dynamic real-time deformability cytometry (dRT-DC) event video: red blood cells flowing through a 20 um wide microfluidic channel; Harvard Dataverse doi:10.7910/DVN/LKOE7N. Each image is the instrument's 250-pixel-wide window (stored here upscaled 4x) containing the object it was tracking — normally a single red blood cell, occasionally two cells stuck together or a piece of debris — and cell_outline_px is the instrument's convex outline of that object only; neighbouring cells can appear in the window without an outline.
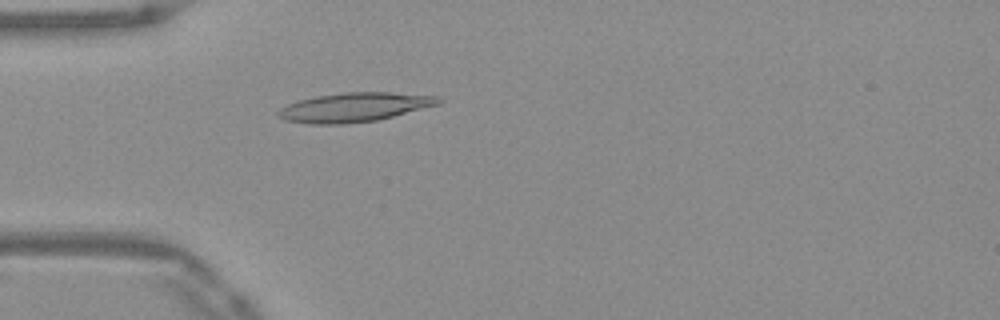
{"species": "Egyptian fruit bat (a non-hibernating species)", "species_latin": "Rousettus aegyptiacus", "temperature_condition": "warm", "stored_images_in_passage": 39, "camera_frame_rate_fps": 3000, "um_per_image_px": 0.085, "frame": {"image": 1, "passage_image": 3, "time_ms": 0.667, "image_size_px": [1000, 320], "cell_outline_px": [[444, 100], [440, 104], [376, 120], [344, 124], [308, 124], [284, 120], [276, 116], [276, 112], [280, 108], [288, 104], [300, 100], [316, 96], [344, 92], [388, 92], [436, 96]], "centroid_in_image_um": [30.08, 9.12], "position_along_channel_um": 54.9, "area_um2": 27.17}}
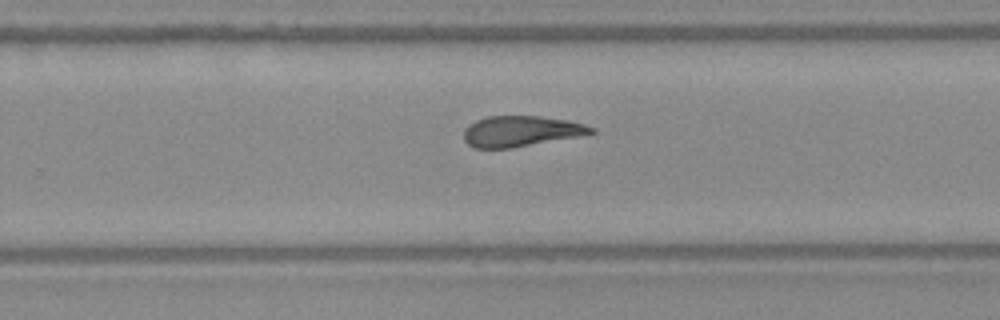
{"frame": {"image": 2, "passage_image": 21, "time_ms": 6.667, "image_size_px": [1000, 320], "cell_outline_px": [[596, 132], [576, 136], [512, 148], [476, 148], [468, 144], [464, 140], [464, 128], [476, 120], [488, 116], [540, 116], [568, 120], [584, 124], [596, 128]], "centroid_in_image_um": [44.26, 11.14], "position_along_channel_um": 285.5, "area_um2": 22.6}}
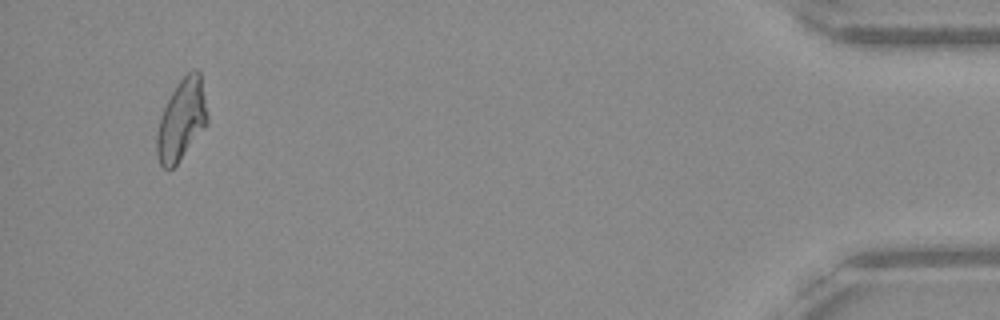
{"frame": {"image": 3, "passage_image": 37, "time_ms": 12.0, "image_size_px": [1000, 320], "cell_outline_px": [[208, 124], [180, 160], [172, 168], [164, 168], [160, 164], [156, 156], [156, 136], [160, 116], [172, 92], [180, 80], [188, 72], [196, 68], [200, 72], [208, 116]], "centroid_in_image_um": [15.43, 10.2], "position_along_channel_um": 419.8, "area_um2": 23.81}, "authors_computed_cell_mechanics": {"area_um2": 23.698, "velocity_mm_per_s": 3.9424, "shape_relaxation_time_tau1_ms": null, "shape_relaxation_time_tau2_ms": 3.2028, "deformation_change_tau1": null, "deformation_change_tau2": 0.1217}}